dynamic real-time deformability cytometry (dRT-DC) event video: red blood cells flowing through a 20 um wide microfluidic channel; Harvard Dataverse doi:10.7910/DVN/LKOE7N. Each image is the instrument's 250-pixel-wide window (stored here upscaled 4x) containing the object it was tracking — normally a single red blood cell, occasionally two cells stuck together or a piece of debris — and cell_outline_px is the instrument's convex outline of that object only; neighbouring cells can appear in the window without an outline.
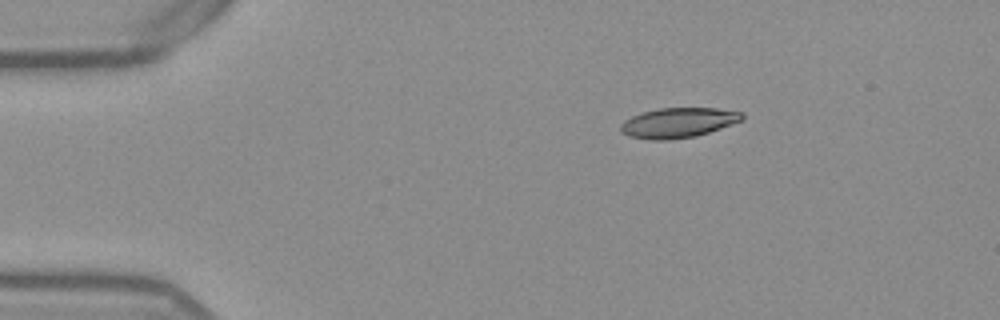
{"species": "Egyptian fruit bat (a non-hibernating species)", "species_latin": "Rousettus aegyptiacus", "temperature_condition": "warm", "stored_images_in_passage": 45, "camera_frame_rate_fps": 3000, "um_per_image_px": 0.085, "frame": {"image": 1, "passage_image": 1, "time_ms": 0.0, "image_size_px": [1000, 320], "cell_outline_px": [[744, 120], [696, 136], [668, 140], [652, 140], [628, 136], [620, 132], [620, 124], [624, 120], [632, 116], [644, 112], [660, 108], [716, 108], [744, 112]], "centroid_in_image_um": [57.65, 10.43], "position_along_channel_um": 27.4, "area_um2": 21.27}}
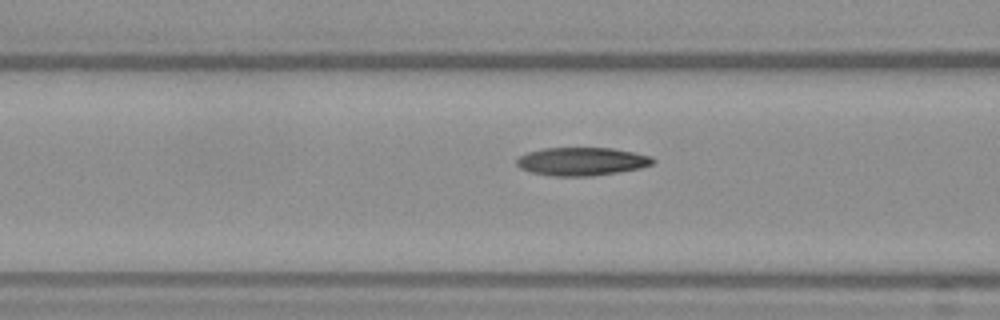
{"frame": {"image": 2, "passage_image": 13, "time_ms": 4.0, "image_size_px": [1000, 320], "cell_outline_px": [[656, 160], [652, 164], [640, 168], [592, 176], [552, 176], [532, 172], [520, 168], [516, 164], [516, 160], [520, 156], [528, 152], [544, 148], [612, 148], [636, 152], [652, 156]], "centroid_in_image_um": [49.47, 13.72], "position_along_channel_um": 117.1, "area_um2": 22.37}}
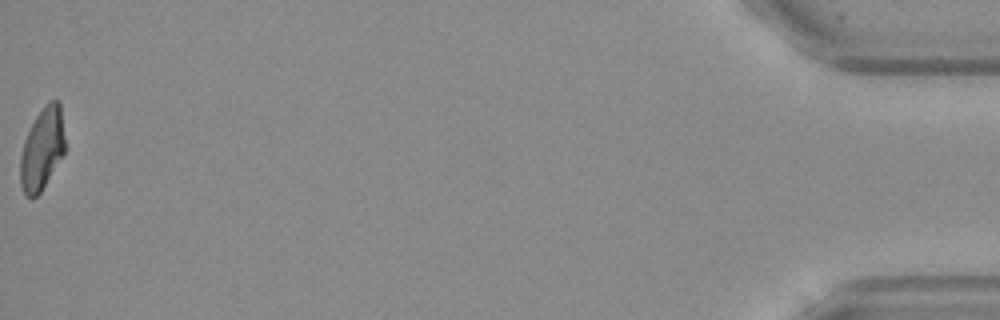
{"frame": {"image": 3, "passage_image": 45, "time_ms": 14.667, "image_size_px": [1000, 320], "cell_outline_px": [[64, 152], [40, 192], [32, 200], [24, 192], [20, 184], [20, 156], [24, 140], [36, 116], [44, 104], [52, 100], [60, 100], [64, 136]], "centroid_in_image_um": [3.56, 12.64], "position_along_channel_um": 431.6, "area_um2": 21.1}, "authors_computed_cell_mechanics": {"area_um2": 22.253, "velocity_mm_per_s": 3.8704, "shape_relaxation_time_tau1_ms": 10.2555, "shape_relaxation_time_tau2_ms": 3.3685, "deformation_change_tau1": 0.2953, "deformation_change_tau2": 0.0956}}